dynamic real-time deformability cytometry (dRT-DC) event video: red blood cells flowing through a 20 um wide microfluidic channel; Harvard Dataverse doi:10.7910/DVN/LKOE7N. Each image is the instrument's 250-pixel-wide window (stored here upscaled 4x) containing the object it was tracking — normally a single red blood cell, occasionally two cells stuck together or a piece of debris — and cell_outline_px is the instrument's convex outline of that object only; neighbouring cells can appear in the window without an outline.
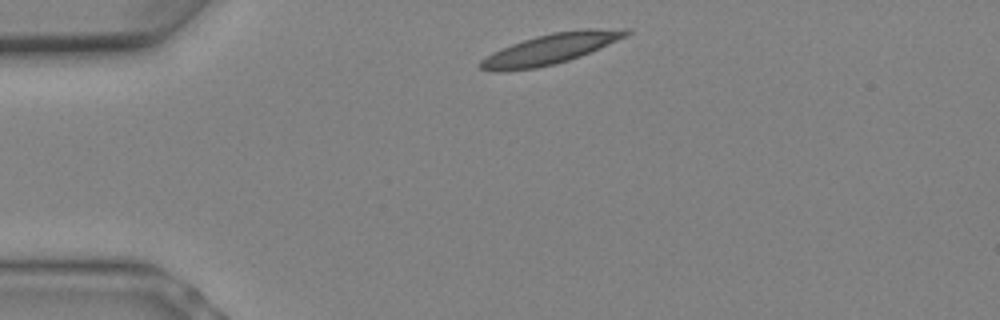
{"species": "Egyptian fruit bat (a non-hibernating species)", "species_latin": "Rousettus aegyptiacus", "temperature_condition": "warm", "stored_images_in_passage": 4, "camera_frame_rate_fps": 3000, "um_per_image_px": 0.085, "animal": {"sex": "female"}, "frame": {"image": 1, "passage_image": 1, "time_ms": 0.0, "image_size_px": [1000, 320], "cell_outline_px": [[632, 32], [616, 40], [580, 56], [568, 60], [536, 68], [504, 72], [492, 72], [480, 68], [476, 64], [480, 60], [492, 52], [512, 44], [536, 36], [552, 32], [588, 28], [628, 28]], "centroid_in_image_um": [46.72, 4.16], "position_along_channel_um": 38.3, "area_um2": 25.66}}
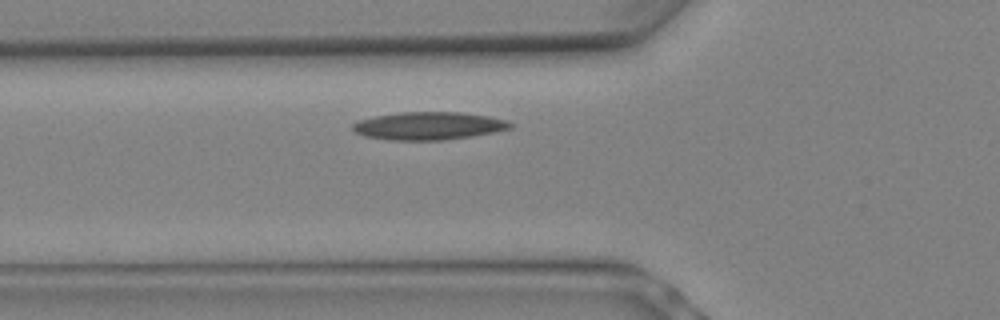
{"frame": {"image": 2, "passage_image": 4, "time_ms": 1.0, "image_size_px": [1000, 320], "cell_outline_px": [[512, 128], [472, 136], [444, 140], [388, 140], [364, 136], [356, 132], [352, 128], [352, 124], [356, 120], [376, 116], [400, 112], [460, 112], [488, 116], [508, 120], [512, 124]], "centroid_in_image_um": [36.41, 10.69], "position_along_channel_um": 89.4, "area_um2": 25.61}}